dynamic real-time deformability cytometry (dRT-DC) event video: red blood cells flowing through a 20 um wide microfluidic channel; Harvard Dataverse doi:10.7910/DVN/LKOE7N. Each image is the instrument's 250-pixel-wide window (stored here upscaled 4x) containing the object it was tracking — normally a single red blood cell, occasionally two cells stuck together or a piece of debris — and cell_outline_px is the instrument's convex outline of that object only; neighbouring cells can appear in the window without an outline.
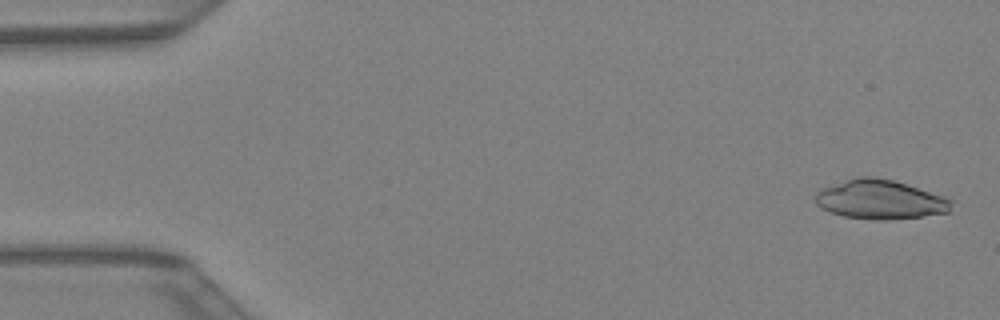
{"species": "Egyptian fruit bat (a non-hibernating species)", "species_latin": "Rousettus aegyptiacus", "temperature_condition": "warm", "stored_images_in_passage": 42, "camera_frame_rate_fps": 3000, "um_per_image_px": 0.085, "animal": {"sex": "female"}, "frame": {"image": 1, "passage_image": 2, "time_ms": 0.333, "image_size_px": [1000, 320], "cell_outline_px": [[952, 200], [948, 212], [920, 216], [884, 220], [876, 220], [844, 216], [828, 212], [816, 204], [816, 192], [824, 188], [860, 176], [872, 176], [892, 180], [944, 196]], "centroid_in_image_um": [74.8, 16.97], "position_along_channel_um": 10.2, "area_um2": 30.46}}
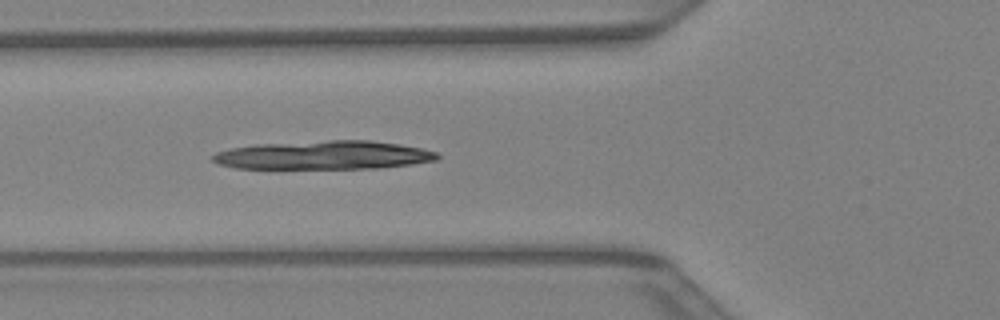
{"frame": {"image": 2, "passage_image": 16, "time_ms": 5.0, "image_size_px": [1000, 320], "cell_outline_px": [[440, 156], [436, 160], [412, 164], [380, 168], [236, 168], [220, 164], [212, 160], [212, 156], [216, 152], [232, 148], [256, 144], [328, 140], [372, 140], [400, 144], [420, 148], [436, 152]], "centroid_in_image_um": [27.54, 13.18], "position_along_channel_um": 98.3, "area_um2": 37.28}}
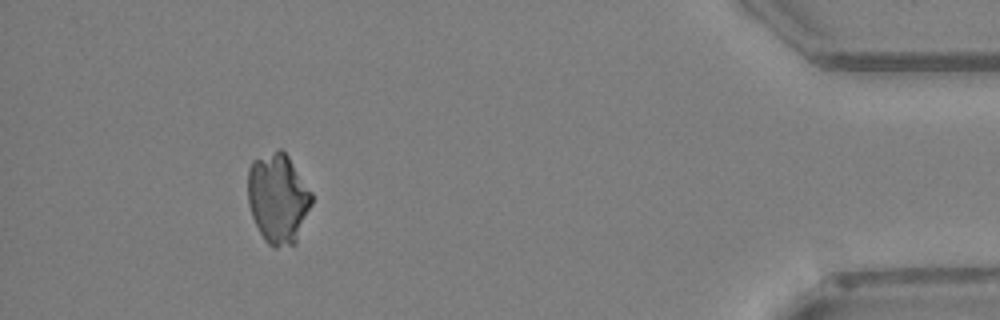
{"frame": {"image": 3, "passage_image": 39, "time_ms": 12.667, "image_size_px": [1000, 320], "cell_outline_px": [[312, 204], [296, 244], [276, 248], [272, 248], [264, 240], [252, 216], [248, 204], [248, 168], [252, 160], [280, 148], [288, 156], [312, 192]], "centroid_in_image_um": [23.63, 16.88], "position_along_channel_um": 411.6, "area_um2": 33.7}}